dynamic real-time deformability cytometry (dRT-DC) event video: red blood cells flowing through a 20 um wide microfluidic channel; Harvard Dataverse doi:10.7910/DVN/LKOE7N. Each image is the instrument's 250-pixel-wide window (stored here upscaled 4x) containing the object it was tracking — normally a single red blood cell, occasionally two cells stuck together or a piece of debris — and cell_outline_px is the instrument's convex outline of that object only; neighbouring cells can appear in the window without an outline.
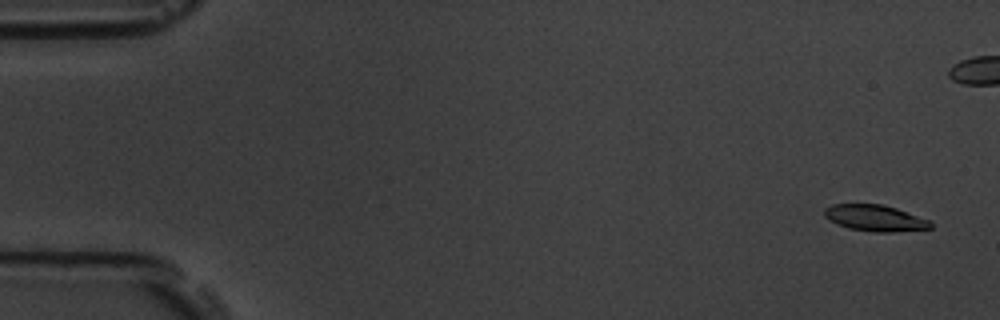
{"species": "common noctule bat (a hibernating species)", "species_latin": "Nyctalus noctula", "temperature_condition": "room temperature", "stored_images_in_passage": 6, "camera_frame_rate_fps": 3000, "um_per_image_px": 0.085, "animal": {"sex": "male", "body_mass_g": 19.5, "forearm_length_mm": 54.6}, "frame": {"image": 1, "passage_image": 1, "time_ms": 0.0, "image_size_px": [1000, 320], "cell_outline_px": [[932, 228], [892, 232], [872, 232], [848, 228], [836, 224], [828, 220], [824, 216], [824, 208], [832, 204], [884, 204], [932, 220]], "centroid_in_image_um": [74.38, 18.53], "position_along_channel_um": 10.6, "area_um2": 16.53}}
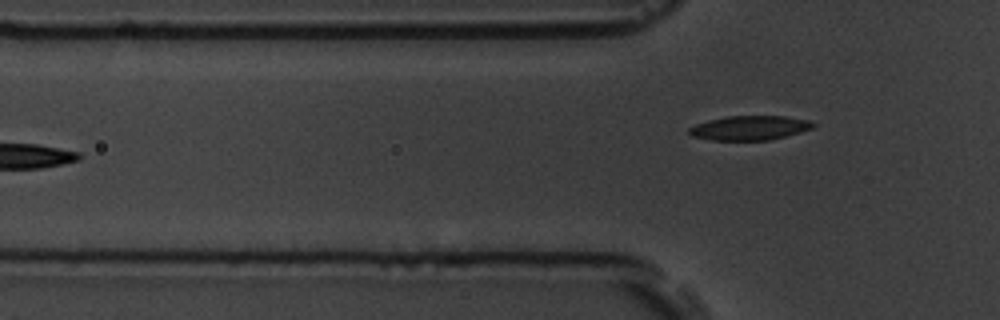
{"frame": {"image": 2, "passage_image": 6, "time_ms": 7.0, "image_size_px": [1000, 320], "cell_outline_px": [[816, 124], [812, 128], [800, 132], [768, 140], [712, 140], [692, 136], [688, 132], [688, 128], [696, 124], [708, 120], [728, 116], [784, 116], [808, 120]], "centroid_in_image_um": [63.69, 10.87], "position_along_channel_um": 62.1, "area_um2": 17.46}}